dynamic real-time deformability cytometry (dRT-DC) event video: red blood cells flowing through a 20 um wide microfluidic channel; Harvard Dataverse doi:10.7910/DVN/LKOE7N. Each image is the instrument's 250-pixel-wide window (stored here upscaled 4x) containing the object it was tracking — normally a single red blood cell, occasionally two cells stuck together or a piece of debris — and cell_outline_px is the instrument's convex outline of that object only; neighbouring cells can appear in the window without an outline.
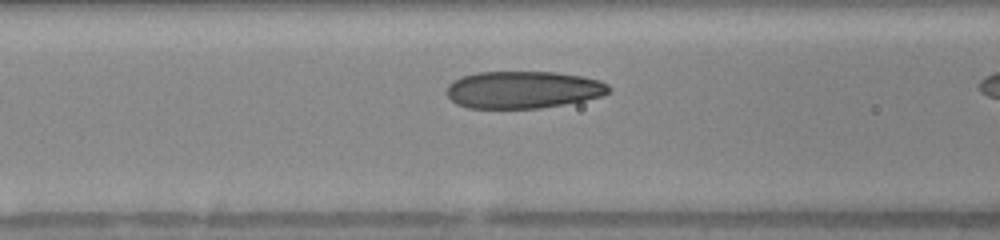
{"species": "human", "species_latin": "Homo sapiens", "temperature_condition": "warm", "stored_images_in_passage": 14, "camera_frame_rate_fps": 3000, "um_per_image_px": 0.085, "donor": {"sex": "female"}, "frame": {"image": 1, "passage_image": 7, "time_ms": 2.0, "image_size_px": [1000, 240], "cell_outline_px": [[612, 88], [604, 96], [564, 104], [540, 108], [468, 108], [456, 104], [448, 96], [448, 84], [464, 76], [476, 72], [556, 72], [580, 76], [600, 80], [608, 84]], "centroid_in_image_um": [44.5, 7.63], "position_along_channel_um": 122.1, "area_um2": 35.14}}